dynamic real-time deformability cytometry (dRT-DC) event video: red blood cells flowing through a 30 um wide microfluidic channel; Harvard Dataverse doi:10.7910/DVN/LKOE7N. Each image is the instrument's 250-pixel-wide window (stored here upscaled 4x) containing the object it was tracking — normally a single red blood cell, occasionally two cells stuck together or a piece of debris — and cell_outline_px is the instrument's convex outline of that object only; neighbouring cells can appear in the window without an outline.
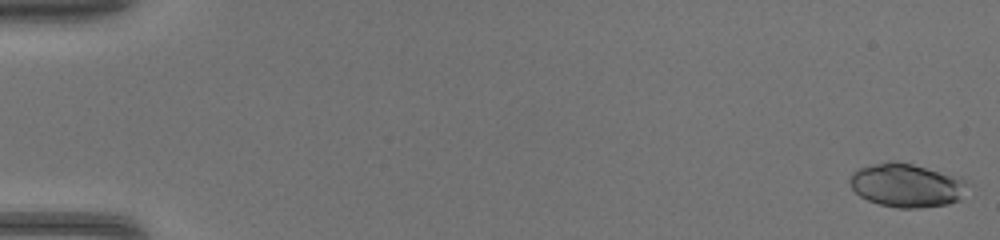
{"species": "common noctule bat (a hibernating species)", "species_latin": "Nyctalus noctula", "temperature_condition": "warm", "stored_images_in_passage": 46, "camera_frame_rate_fps": 3000, "um_per_image_px": 0.085, "animal": {"sex": "female", "body_mass_g": 17.0, "forearm_length_mm": 48.0}, "frame": {"image": 1, "passage_image": 1, "time_ms": 0.0, "image_size_px": [1000, 240], "cell_outline_px": [[964, 180], [960, 200], [948, 204], [920, 208], [900, 208], [880, 204], [868, 200], [860, 196], [852, 188], [848, 180], [852, 172], [860, 168], [872, 164], [888, 160], [896, 160], [960, 176]], "centroid_in_image_um": [77.0, 15.73], "position_along_channel_um": 8.0, "area_um2": 29.77}}
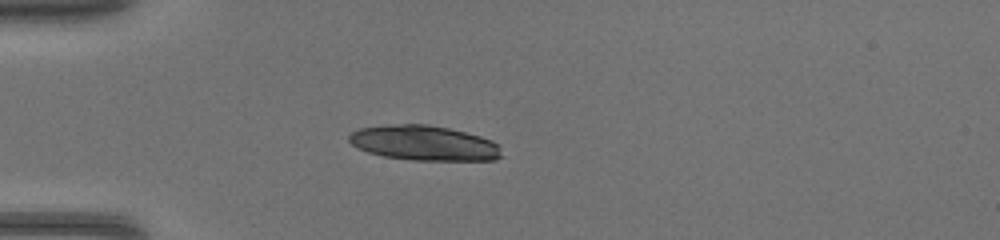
{"frame": {"image": 2, "passage_image": 14, "time_ms": 4.333, "image_size_px": [1000, 240], "cell_outline_px": [[504, 156], [496, 160], [412, 160], [384, 156], [368, 152], [356, 148], [348, 140], [348, 136], [352, 132], [360, 128], [388, 124], [428, 124], [448, 128], [480, 136], [492, 140], [500, 148]], "centroid_in_image_um": [36.04, 12.16], "position_along_channel_um": 49.0, "area_um2": 31.21}}